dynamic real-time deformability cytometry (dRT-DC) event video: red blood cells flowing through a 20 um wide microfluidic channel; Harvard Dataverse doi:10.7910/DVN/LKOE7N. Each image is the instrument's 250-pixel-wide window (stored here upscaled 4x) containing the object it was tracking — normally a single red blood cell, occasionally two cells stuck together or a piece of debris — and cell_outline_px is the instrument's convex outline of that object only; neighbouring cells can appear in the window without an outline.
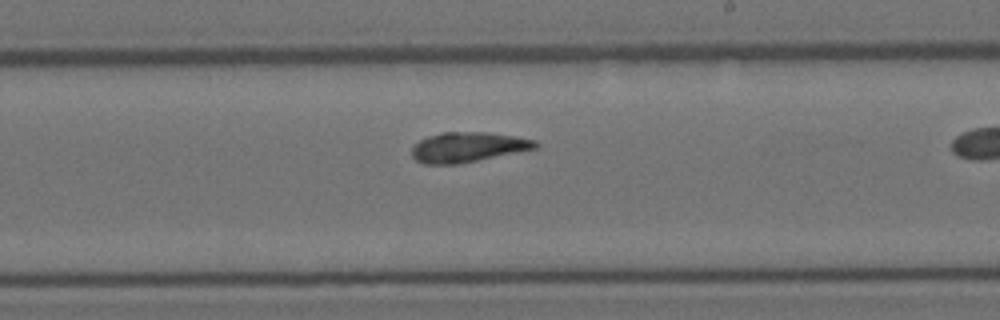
{"species": "Egyptian fruit bat (a non-hibernating species)", "species_latin": "Rousettus aegyptiacus", "temperature_condition": "room temperature", "stored_images_in_passage": 18, "camera_frame_rate_fps": 3000, "um_per_image_px": 0.085, "animal": {"sex": "female"}, "frame": {"image": 1, "passage_image": 11, "time_ms": 3.333, "image_size_px": [1000, 320], "cell_outline_px": [[540, 144], [536, 148], [456, 164], [424, 164], [416, 160], [412, 156], [412, 148], [420, 140], [428, 136], [444, 132], [488, 132], [516, 136], [536, 140]], "centroid_in_image_um": [39.77, 12.49], "position_along_channel_um": 249.2, "area_um2": 21.33}}
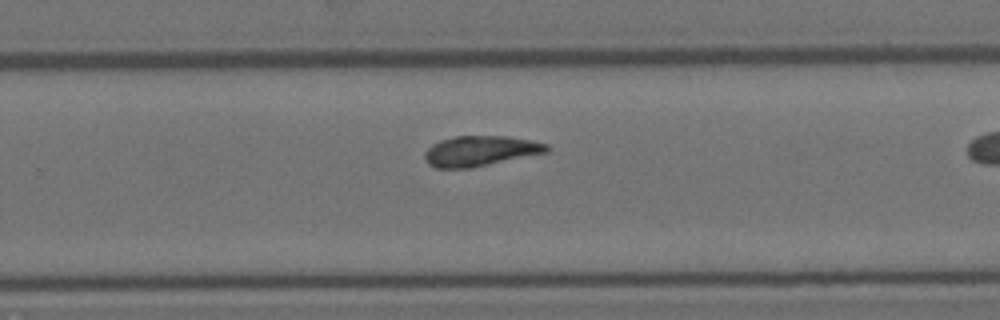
{"frame": {"image": 2, "passage_image": 13, "time_ms": 4.0, "image_size_px": [1000, 320], "cell_outline_px": [[548, 152], [472, 168], [436, 168], [428, 164], [424, 156], [424, 152], [432, 144], [440, 140], [456, 136], [508, 136], [532, 140], [548, 144]], "centroid_in_image_um": [40.82, 12.83], "position_along_channel_um": 289.0, "area_um2": 21.62}}